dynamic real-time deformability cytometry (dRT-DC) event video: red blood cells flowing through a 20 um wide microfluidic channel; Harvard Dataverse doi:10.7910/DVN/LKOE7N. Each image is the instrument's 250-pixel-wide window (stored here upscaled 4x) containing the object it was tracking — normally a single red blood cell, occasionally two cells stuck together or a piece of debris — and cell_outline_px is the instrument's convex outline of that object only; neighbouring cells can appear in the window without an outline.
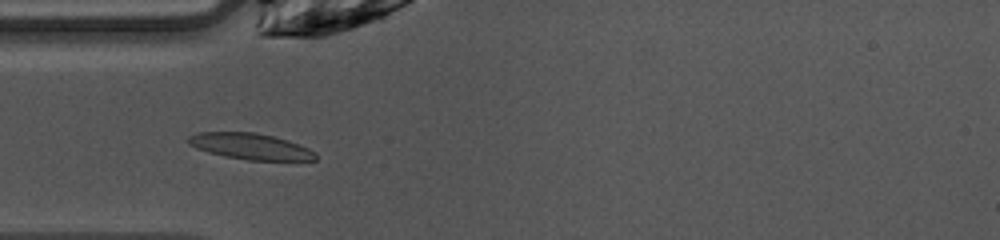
{"species": "common noctule bat (a hibernating species)", "species_latin": "Nyctalus noctula", "temperature_condition": "warm", "stored_images_in_passage": 48, "camera_frame_rate_fps": 3000, "um_per_image_px": 0.085, "animal": {"sex": "female", "body_mass_g": 10.0, "forearm_length_mm": 53.1}, "frame": {"image": 1, "passage_image": 13, "time_ms": 4.0, "image_size_px": [1000, 240], "cell_outline_px": [[316, 160], [248, 160], [224, 156], [208, 152], [196, 148], [188, 144], [188, 136], [196, 132], [252, 132], [272, 136], [288, 140], [308, 148], [316, 152]], "centroid_in_image_um": [21.26, 12.44], "position_along_channel_um": 63.7, "area_um2": 19.31}}
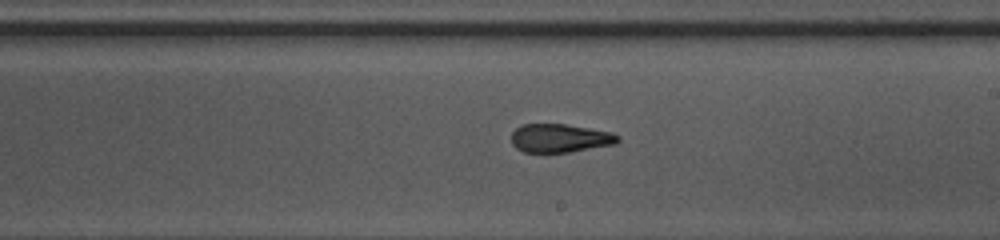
{"frame": {"image": 2, "passage_image": 26, "time_ms": 8.333, "image_size_px": [1000, 240], "cell_outline_px": [[620, 140], [616, 144], [568, 152], [524, 152], [516, 148], [512, 144], [512, 132], [520, 124], [564, 124], [612, 132], [620, 136]], "centroid_in_image_um": [47.6, 11.74], "position_along_channel_um": 241.4, "area_um2": 17.69}}
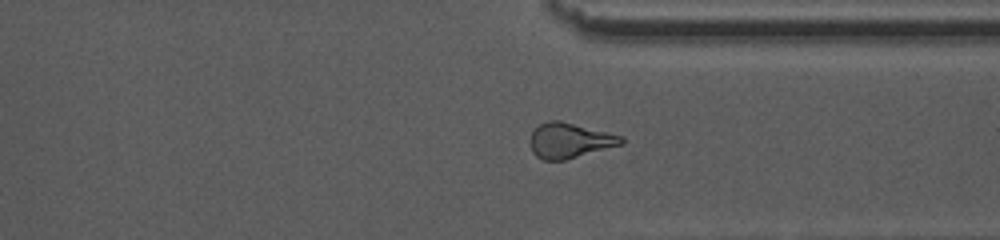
{"frame": {"image": 3, "passage_image": 35, "time_ms": 11.333, "image_size_px": [1000, 240], "cell_outline_px": [[624, 144], [564, 160], [544, 160], [536, 156], [532, 152], [528, 140], [532, 132], [540, 124], [548, 120], [560, 120], [624, 136]], "centroid_in_image_um": [48.41, 11.94], "position_along_channel_um": 363.0, "area_um2": 18.84}, "authors_computed_cell_mechanics": {"area_um2": 18.7272, "velocity_mm_per_s": 4.0683, "shape_relaxation_time_tau1_ms": 8.45, "shape_relaxation_time_tau2_ms": 1.5208, "deformation_change_tau1": 0.2337, "deformation_change_tau2": 0.0942}}